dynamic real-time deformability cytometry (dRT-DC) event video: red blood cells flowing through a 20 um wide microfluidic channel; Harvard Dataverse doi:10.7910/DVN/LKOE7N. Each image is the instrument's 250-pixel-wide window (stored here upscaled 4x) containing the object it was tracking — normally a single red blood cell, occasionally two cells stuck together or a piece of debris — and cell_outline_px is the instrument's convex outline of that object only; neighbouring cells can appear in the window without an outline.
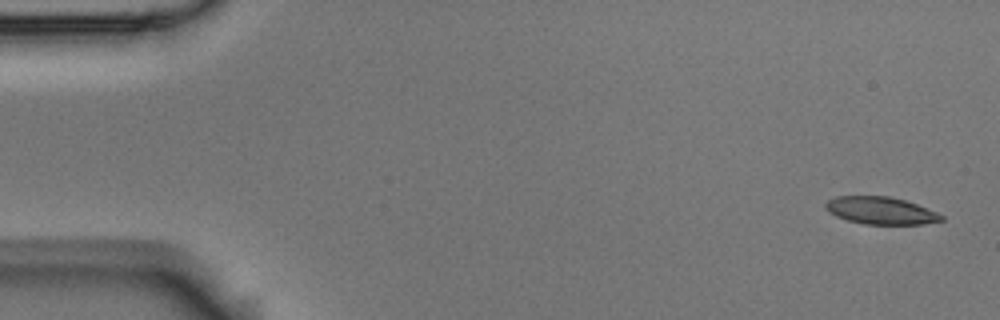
{"species": "Egyptian fruit bat (a non-hibernating species)", "species_latin": "Rousettus aegyptiacus", "temperature_condition": "room temperature", "stored_images_in_passage": 5, "camera_frame_rate_fps": 3000, "um_per_image_px": 0.085, "animal": {"sex": "male"}, "frame": {"image": 1, "passage_image": 1, "time_ms": 0.0, "image_size_px": [1000, 320], "cell_outline_px": [[944, 220], [924, 224], [864, 224], [848, 220], [836, 216], [828, 212], [824, 208], [824, 204], [828, 200], [836, 196], [888, 196], [904, 200], [916, 204], [936, 212], [944, 216]], "centroid_in_image_um": [74.83, 17.9], "position_along_channel_um": 10.2, "area_um2": 18.44}}
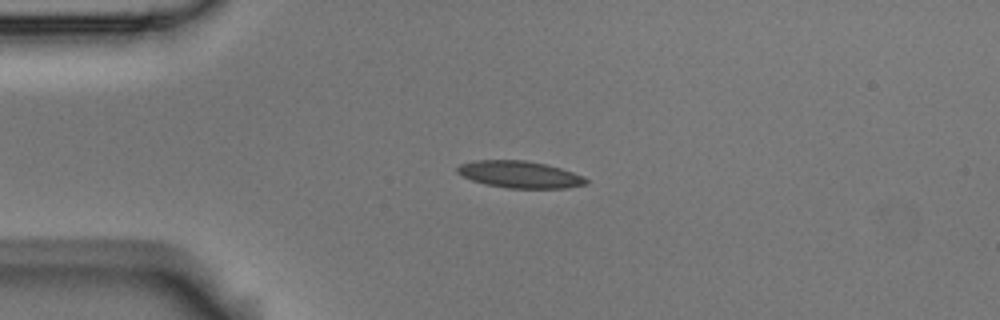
{"frame": {"image": 2, "passage_image": 4, "time_ms": 1.0, "image_size_px": [1000, 320], "cell_outline_px": [[588, 184], [568, 188], [508, 188], [484, 184], [472, 180], [456, 172], [456, 168], [460, 164], [476, 160], [524, 160], [544, 164], [560, 168], [572, 172], [588, 180]], "centroid_in_image_um": [44.16, 14.83], "position_along_channel_um": 40.8, "area_um2": 20.06}}